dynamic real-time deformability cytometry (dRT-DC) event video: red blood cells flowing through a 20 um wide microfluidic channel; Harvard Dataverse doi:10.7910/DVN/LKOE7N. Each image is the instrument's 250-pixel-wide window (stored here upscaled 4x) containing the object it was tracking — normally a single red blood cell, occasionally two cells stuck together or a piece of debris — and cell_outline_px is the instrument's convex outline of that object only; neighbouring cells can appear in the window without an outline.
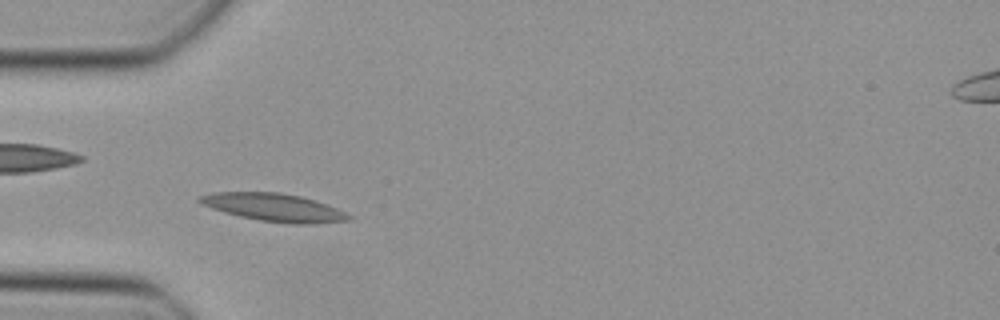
{"species": "Egyptian fruit bat (a non-hibernating species)", "species_latin": "Rousettus aegyptiacus", "temperature_condition": "cold", "stored_images_in_passage": 40, "camera_frame_rate_fps": 3000, "um_per_image_px": 0.085, "animal": {"sex": "female"}, "frame": {"image": 1, "passage_image": 7, "time_ms": 2.0, "image_size_px": [1000, 320], "cell_outline_px": [[352, 220], [308, 224], [292, 224], [260, 220], [240, 216], [224, 212], [200, 204], [196, 200], [196, 196], [216, 192], [280, 192], [300, 196], [316, 200], [336, 208], [352, 216]], "centroid_in_image_um": [23.26, 17.62], "position_along_channel_um": 61.7, "area_um2": 24.22}}
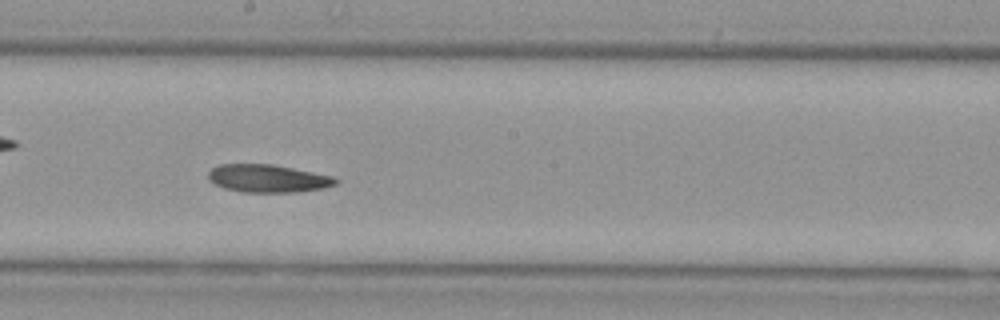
{"frame": {"image": 2, "passage_image": 19, "time_ms": 6.0, "image_size_px": [1000, 320], "cell_outline_px": [[340, 180], [336, 184], [324, 188], [296, 192], [244, 192], [224, 188], [208, 180], [208, 172], [216, 164], [272, 164], [336, 176]], "centroid_in_image_um": [22.8, 15.16], "position_along_channel_um": 225.4, "area_um2": 20.87}}
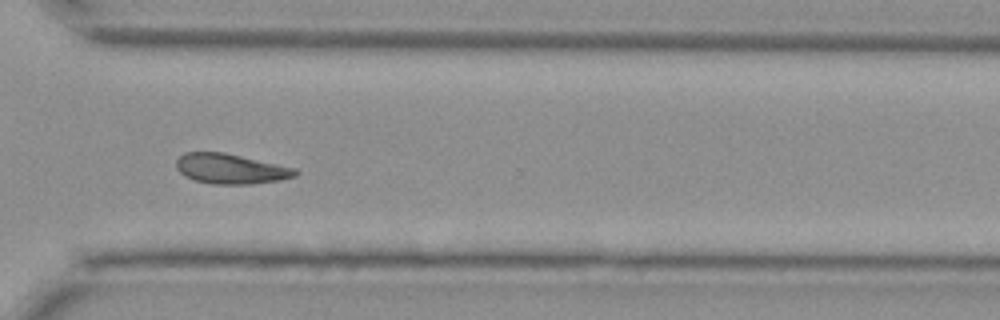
{"frame": {"image": 3, "passage_image": 28, "time_ms": 9.0, "image_size_px": [1000, 320], "cell_outline_px": [[300, 172], [296, 176], [280, 180], [252, 184], [212, 184], [196, 180], [184, 176], [176, 168], [176, 160], [184, 152], [224, 152], [296, 168]], "centroid_in_image_um": [19.62, 14.35], "position_along_channel_um": 351.0, "area_um2": 20.92}}